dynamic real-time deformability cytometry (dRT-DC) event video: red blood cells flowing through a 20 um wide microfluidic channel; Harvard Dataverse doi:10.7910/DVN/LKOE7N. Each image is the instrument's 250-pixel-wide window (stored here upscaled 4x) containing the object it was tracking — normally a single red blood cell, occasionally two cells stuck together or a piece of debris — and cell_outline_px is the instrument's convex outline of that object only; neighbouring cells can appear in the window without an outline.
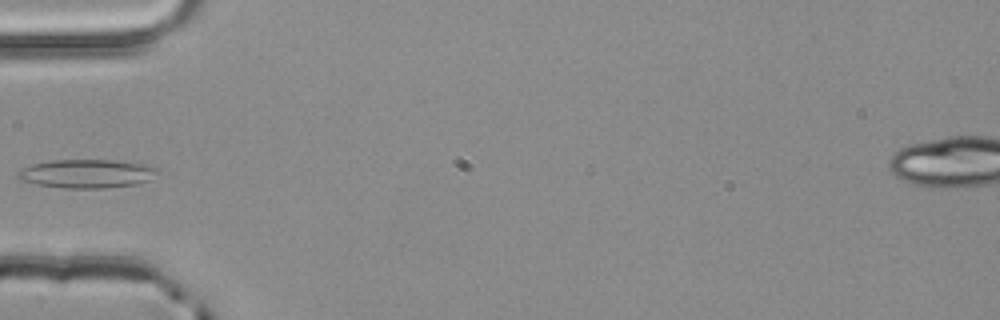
{"species": "common noctule bat (a hibernating species)", "species_latin": "Nyctalus noctula", "temperature_condition": "room temperature", "stored_images_in_passage": 3, "camera_frame_rate_fps": 3000, "um_per_image_px": 0.085, "animal": {"sex": "male", "body_mass_g": 20.4}, "frame": {"image": 1, "passage_image": 3, "time_ms": 0.667, "image_size_px": [1000, 320], "cell_outline_px": [[160, 172], [148, 180], [136, 184], [104, 188], [64, 188], [36, 184], [16, 180], [16, 172], [20, 168], [32, 164], [48, 160], [116, 160], [144, 164], [160, 168]], "centroid_in_image_um": [7.33, 14.75], "position_along_channel_um": 77.7, "area_um2": 23.7}}